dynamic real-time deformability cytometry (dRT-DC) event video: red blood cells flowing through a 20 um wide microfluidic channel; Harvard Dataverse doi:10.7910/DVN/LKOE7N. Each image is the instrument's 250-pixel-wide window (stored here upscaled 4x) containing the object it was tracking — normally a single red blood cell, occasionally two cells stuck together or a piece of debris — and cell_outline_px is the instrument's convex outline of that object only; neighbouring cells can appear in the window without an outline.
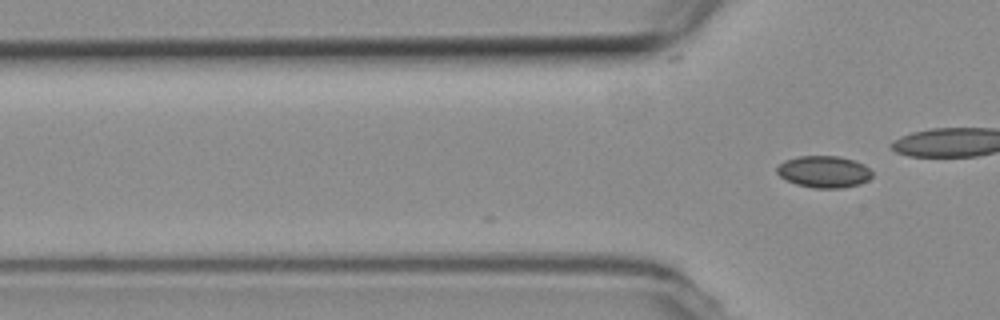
{"species": "common noctule bat (a hibernating species)", "species_latin": "Nyctalus noctula", "temperature_condition": "room temperature", "stored_images_in_passage": 3, "camera_frame_rate_fps": 3000, "um_per_image_px": 0.085, "animal": {"sex": "female", "body_mass_g": 19.3, "forearm_length_mm": 54.1}, "frame": {"image": 1, "passage_image": 3, "time_ms": 0.667, "image_size_px": [1000, 320], "cell_outline_px": [[872, 176], [868, 180], [860, 184], [844, 188], [812, 188], [796, 184], [780, 176], [776, 172], [776, 168], [784, 160], [800, 156], [840, 156], [864, 164], [872, 172]], "centroid_in_image_um": [70.04, 14.6], "position_along_channel_um": 55.8, "area_um2": 17.69}}